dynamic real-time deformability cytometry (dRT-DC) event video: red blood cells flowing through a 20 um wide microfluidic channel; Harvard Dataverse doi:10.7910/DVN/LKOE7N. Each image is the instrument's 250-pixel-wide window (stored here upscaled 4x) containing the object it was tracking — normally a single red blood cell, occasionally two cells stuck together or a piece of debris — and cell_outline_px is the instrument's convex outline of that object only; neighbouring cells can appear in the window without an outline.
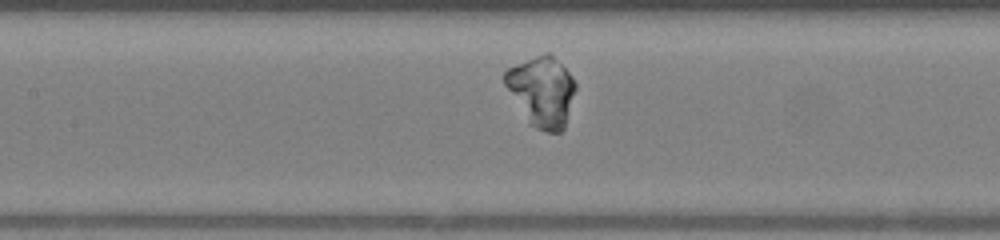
{"species": "human", "species_latin": "Homo sapiens", "temperature_condition": "warm", "stored_images_in_passage": 33, "camera_frame_rate_fps": 3000, "um_per_image_px": 0.085, "donor": {"sex": "female"}, "frame": {"image": 1, "passage_image": 9, "time_ms": 2.667, "image_size_px": [1000, 240], "cell_outline_px": [[576, 88], [564, 128], [560, 132], [548, 132], [536, 128], [528, 124], [504, 84], [504, 72], [508, 68], [544, 52], [548, 52], [572, 76], [576, 84]], "centroid_in_image_um": [46.04, 7.78], "position_along_channel_um": 161.4, "area_um2": 28.61}}
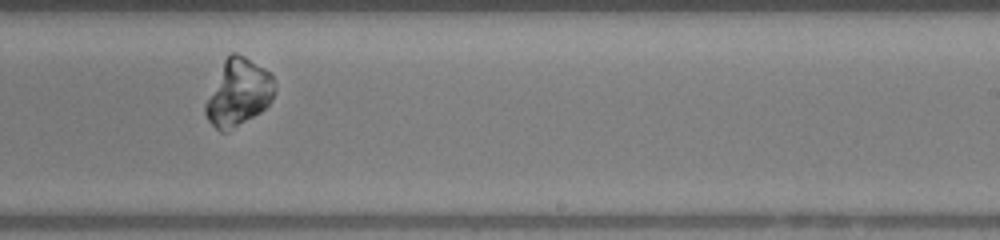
{"frame": {"image": 2, "passage_image": 16, "time_ms": 5.0, "image_size_px": [1000, 240], "cell_outline_px": [[276, 88], [272, 100], [260, 112], [224, 132], [220, 132], [208, 120], [204, 112], [204, 104], [224, 60], [232, 52], [236, 52], [244, 56], [264, 68], [272, 76]], "centroid_in_image_um": [20.25, 7.86], "position_along_channel_um": 268.7, "area_um2": 26.53}}
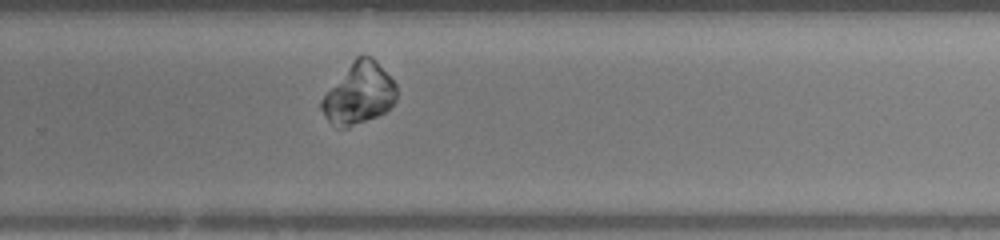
{"frame": {"image": 3, "passage_image": 18, "time_ms": 5.667, "image_size_px": [1000, 240], "cell_outline_px": [[396, 100], [384, 112], [376, 116], [348, 128], [336, 128], [324, 116], [320, 108], [320, 100], [356, 56], [368, 56], [396, 84]], "centroid_in_image_um": [30.46, 8.01], "position_along_channel_um": 299.3, "area_um2": 26.07}}